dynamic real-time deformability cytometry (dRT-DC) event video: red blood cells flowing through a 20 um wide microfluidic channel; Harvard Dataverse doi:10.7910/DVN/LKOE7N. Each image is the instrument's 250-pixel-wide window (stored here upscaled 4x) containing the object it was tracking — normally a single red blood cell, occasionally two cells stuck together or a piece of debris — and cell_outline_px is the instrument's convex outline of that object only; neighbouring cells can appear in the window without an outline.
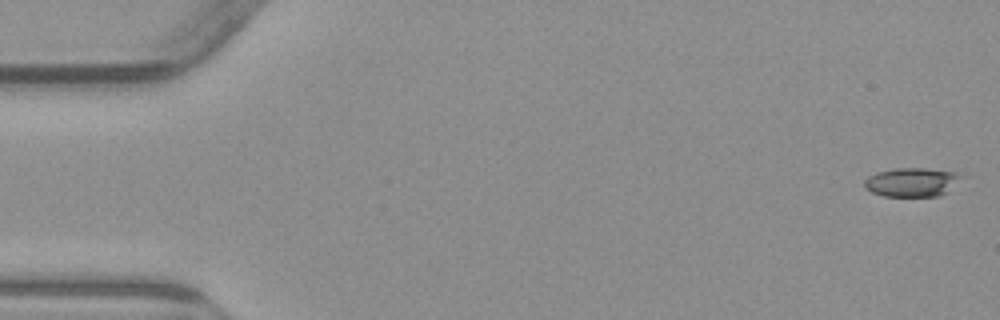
{"species": "common noctule bat (a hibernating species)", "species_latin": "Nyctalus noctula", "temperature_condition": "warm", "stored_images_in_passage": 6, "segment_of_instrument_passage": [1, 2], "camera_frame_rate_fps": 3000, "um_per_image_px": 0.085, "animal": {"sex": "male", "body_mass_g": 23.1, "forearm_length_mm": 52.7}, "frame": {"image": 1, "passage_image": 1, "time_ms": 0.0, "image_size_px": [1000, 320], "cell_outline_px": [[960, 176], [944, 192], [936, 196], [884, 196], [872, 192], [864, 188], [864, 180], [868, 176], [876, 172], [896, 168], [924, 168], [956, 172]], "centroid_in_image_um": [77.37, 15.47], "position_along_channel_um": 7.6, "area_um2": 15.84}}